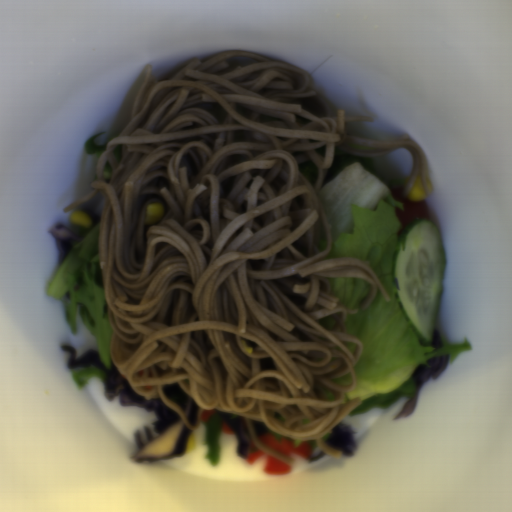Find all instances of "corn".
Segmentation results:
<instances>
[{"label":"corn","instance_id":"51d56268","mask_svg":"<svg viewBox=\"0 0 512 512\" xmlns=\"http://www.w3.org/2000/svg\"><path fill=\"white\" fill-rule=\"evenodd\" d=\"M165 213V201L154 202L149 204L146 209V224H153L161 221Z\"/></svg>","mask_w":512,"mask_h":512},{"label":"corn","instance_id":"cfcad685","mask_svg":"<svg viewBox=\"0 0 512 512\" xmlns=\"http://www.w3.org/2000/svg\"><path fill=\"white\" fill-rule=\"evenodd\" d=\"M195 444H196L195 436L191 433L186 444H185V452L184 453L187 454L190 451H194Z\"/></svg>","mask_w":512,"mask_h":512},{"label":"corn","instance_id":"f1292c28","mask_svg":"<svg viewBox=\"0 0 512 512\" xmlns=\"http://www.w3.org/2000/svg\"><path fill=\"white\" fill-rule=\"evenodd\" d=\"M408 197L410 199H414L417 201L420 199H424L427 203V191H426L418 173L416 174V176L413 180Z\"/></svg>","mask_w":512,"mask_h":512},{"label":"corn","instance_id":"5cfa1b94","mask_svg":"<svg viewBox=\"0 0 512 512\" xmlns=\"http://www.w3.org/2000/svg\"><path fill=\"white\" fill-rule=\"evenodd\" d=\"M70 222L80 228H87L91 230L92 223L89 214L85 210L76 209L70 215Z\"/></svg>","mask_w":512,"mask_h":512},{"label":"corn","instance_id":"2b8c4276","mask_svg":"<svg viewBox=\"0 0 512 512\" xmlns=\"http://www.w3.org/2000/svg\"><path fill=\"white\" fill-rule=\"evenodd\" d=\"M242 347L245 349V351L249 354L251 352H253V349H252V346H249L245 340L243 339L242 341H240Z\"/></svg>","mask_w":512,"mask_h":512}]
</instances>
